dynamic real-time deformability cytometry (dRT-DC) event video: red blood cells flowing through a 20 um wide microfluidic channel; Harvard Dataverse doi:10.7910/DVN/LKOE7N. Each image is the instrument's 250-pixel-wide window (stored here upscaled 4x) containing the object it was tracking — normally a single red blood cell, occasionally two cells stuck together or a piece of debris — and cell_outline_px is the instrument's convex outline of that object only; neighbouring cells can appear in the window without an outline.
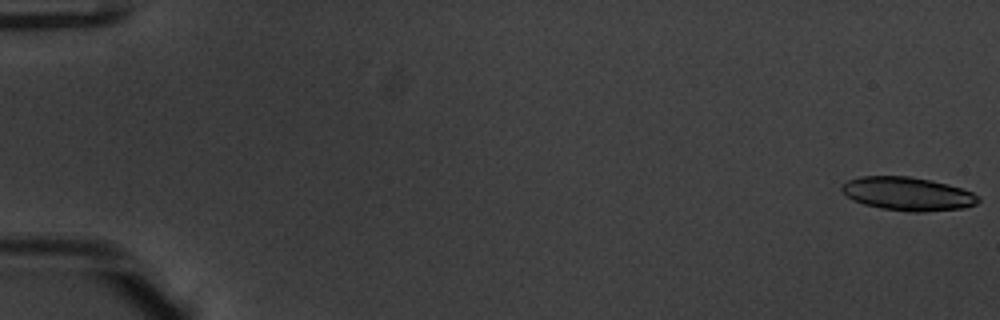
{"species": "common noctule bat (a hibernating species)", "species_latin": "Nyctalus noctula", "temperature_condition": "warm", "stored_images_in_passage": 30, "camera_frame_rate_fps": 3000, "um_per_image_px": 0.085, "animal": {"sex": "male", "body_mass_g": 20.1, "forearm_length_mm": 53.5}, "frame": {"image": 1, "passage_image": 1, "time_ms": 0.0, "image_size_px": [1000, 320], "cell_outline_px": [[980, 200], [976, 204], [964, 208], [924, 212], [908, 212], [880, 208], [864, 204], [852, 200], [840, 188], [848, 180], [860, 176], [908, 176], [932, 180], [948, 184], [972, 192], [980, 196]], "centroid_in_image_um": [77.18, 16.48], "position_along_channel_um": 7.8, "area_um2": 26.7}}
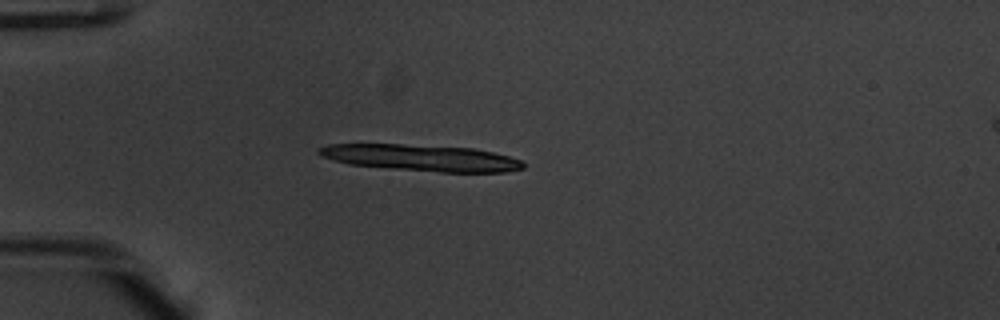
{"frame": {"image": 2, "passage_image": 16, "time_ms": 5.0, "image_size_px": [1000, 320], "cell_outline_px": [[524, 168], [504, 172], [440, 172], [348, 164], [320, 156], [316, 152], [316, 148], [328, 144], [400, 144], [472, 148], [492, 152], [508, 156], [520, 160], [524, 164]], "centroid_in_image_um": [35.76, 13.41], "position_along_channel_um": 49.2, "area_um2": 31.21}}